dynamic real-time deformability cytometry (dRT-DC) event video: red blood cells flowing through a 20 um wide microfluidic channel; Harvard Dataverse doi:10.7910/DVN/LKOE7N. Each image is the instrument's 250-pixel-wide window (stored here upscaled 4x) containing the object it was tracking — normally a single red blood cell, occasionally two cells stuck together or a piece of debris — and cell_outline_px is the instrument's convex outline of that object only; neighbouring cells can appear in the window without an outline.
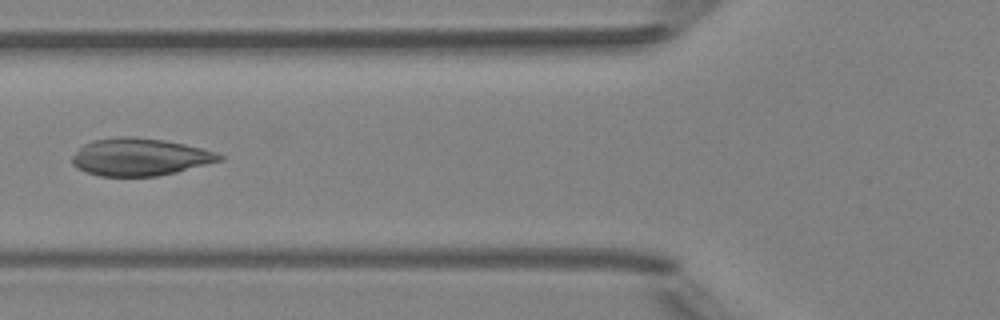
{"species": "Egyptian fruit bat (a non-hibernating species)", "species_latin": "Rousettus aegyptiacus", "temperature_condition": "room temperature", "stored_images_in_passage": 8, "camera_frame_rate_fps": 3000, "um_per_image_px": 0.085, "animal": {"sex": "female"}, "frame": {"image": 1, "passage_image": 6, "time_ms": 6.0, "image_size_px": [1000, 320], "cell_outline_px": [[224, 160], [176, 172], [156, 176], [100, 176], [76, 168], [72, 164], [72, 156], [84, 144], [92, 140], [116, 136], [136, 136], [164, 140], [184, 144], [216, 152], [224, 156]], "centroid_in_image_um": [11.88, 13.33], "position_along_channel_um": 113.9, "area_um2": 32.19}}
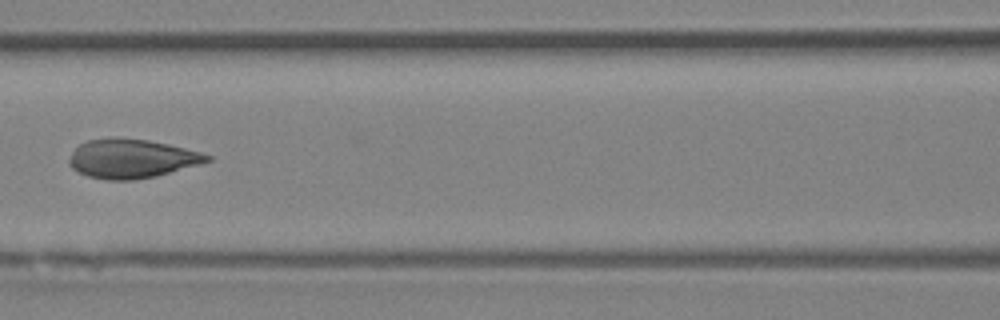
{"frame": {"image": 2, "passage_image": 7, "time_ms": 7.0, "image_size_px": [1000, 320], "cell_outline_px": [[212, 160], [200, 164], [156, 176], [132, 180], [108, 180], [88, 176], [72, 168], [68, 164], [68, 160], [72, 152], [80, 144], [88, 140], [112, 136], [148, 140], [168, 144], [200, 152], [212, 156]], "centroid_in_image_um": [11.18, 13.47], "position_along_channel_um": 155.4, "area_um2": 31.39}}
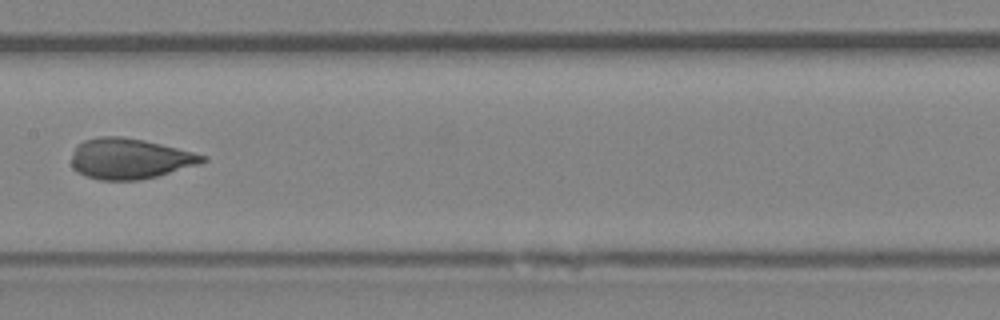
{"frame": {"image": 3, "passage_image": 8, "time_ms": 8.0, "image_size_px": [1000, 320], "cell_outline_px": [[208, 160], [196, 164], [156, 176], [140, 180], [100, 180], [84, 176], [72, 168], [72, 156], [76, 148], [84, 140], [100, 136], [120, 136], [144, 140], [208, 156]], "centroid_in_image_um": [10.99, 13.49], "position_along_channel_um": 196.4, "area_um2": 30.58}}